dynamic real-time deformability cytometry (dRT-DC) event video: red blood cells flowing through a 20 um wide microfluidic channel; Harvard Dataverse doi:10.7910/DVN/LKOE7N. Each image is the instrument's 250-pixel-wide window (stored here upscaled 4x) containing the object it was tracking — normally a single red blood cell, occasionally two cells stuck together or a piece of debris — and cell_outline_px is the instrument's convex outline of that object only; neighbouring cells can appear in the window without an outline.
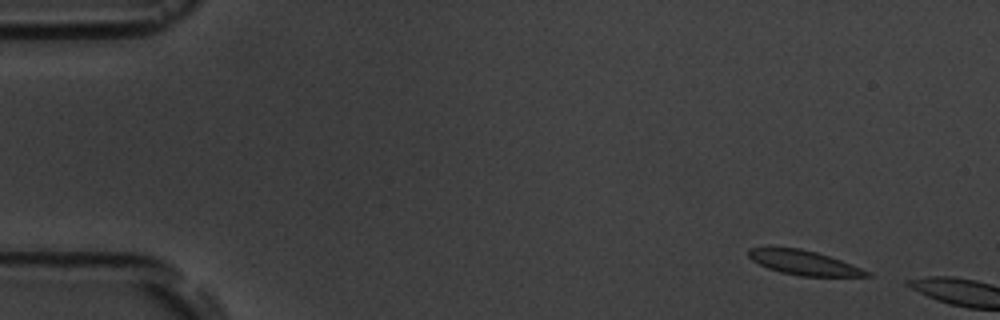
{"species": "common noctule bat (a hibernating species)", "species_latin": "Nyctalus noctula", "temperature_condition": "room temperature", "stored_images_in_passage": 2, "camera_frame_rate_fps": 3000, "um_per_image_px": 0.085, "animal": {"sex": "male", "body_mass_g": 19.5, "forearm_length_mm": 54.6}, "frame": {"image": 1, "passage_image": 1, "time_ms": 0.0, "image_size_px": [1000, 320], "cell_outline_px": [[872, 276], [800, 276], [780, 272], [768, 268], [752, 260], [748, 256], [748, 248], [800, 248], [816, 252], [852, 264], [868, 272]], "centroid_in_image_um": [68.3, 22.33], "position_along_channel_um": 16.7, "area_um2": 16.47}}